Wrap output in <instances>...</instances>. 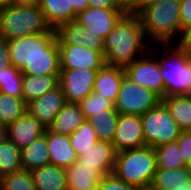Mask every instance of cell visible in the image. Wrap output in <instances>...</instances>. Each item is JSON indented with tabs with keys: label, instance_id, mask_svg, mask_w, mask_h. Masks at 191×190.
<instances>
[{
	"label": "cell",
	"instance_id": "49",
	"mask_svg": "<svg viewBox=\"0 0 191 190\" xmlns=\"http://www.w3.org/2000/svg\"><path fill=\"white\" fill-rule=\"evenodd\" d=\"M188 167H189V170H190V173H191V163L188 165Z\"/></svg>",
	"mask_w": 191,
	"mask_h": 190
},
{
	"label": "cell",
	"instance_id": "47",
	"mask_svg": "<svg viewBox=\"0 0 191 190\" xmlns=\"http://www.w3.org/2000/svg\"><path fill=\"white\" fill-rule=\"evenodd\" d=\"M176 190H191V180H189L185 185L181 186Z\"/></svg>",
	"mask_w": 191,
	"mask_h": 190
},
{
	"label": "cell",
	"instance_id": "6",
	"mask_svg": "<svg viewBox=\"0 0 191 190\" xmlns=\"http://www.w3.org/2000/svg\"><path fill=\"white\" fill-rule=\"evenodd\" d=\"M50 30L39 5L12 3L0 11V38L6 41Z\"/></svg>",
	"mask_w": 191,
	"mask_h": 190
},
{
	"label": "cell",
	"instance_id": "16",
	"mask_svg": "<svg viewBox=\"0 0 191 190\" xmlns=\"http://www.w3.org/2000/svg\"><path fill=\"white\" fill-rule=\"evenodd\" d=\"M66 103L63 91L58 85L55 89L28 103L27 111L48 128Z\"/></svg>",
	"mask_w": 191,
	"mask_h": 190
},
{
	"label": "cell",
	"instance_id": "32",
	"mask_svg": "<svg viewBox=\"0 0 191 190\" xmlns=\"http://www.w3.org/2000/svg\"><path fill=\"white\" fill-rule=\"evenodd\" d=\"M69 139L78 157L99 140L94 126L88 120H85L75 132L70 134Z\"/></svg>",
	"mask_w": 191,
	"mask_h": 190
},
{
	"label": "cell",
	"instance_id": "3",
	"mask_svg": "<svg viewBox=\"0 0 191 190\" xmlns=\"http://www.w3.org/2000/svg\"><path fill=\"white\" fill-rule=\"evenodd\" d=\"M180 0H159L142 9L137 16L148 42L179 43L181 40Z\"/></svg>",
	"mask_w": 191,
	"mask_h": 190
},
{
	"label": "cell",
	"instance_id": "36",
	"mask_svg": "<svg viewBox=\"0 0 191 190\" xmlns=\"http://www.w3.org/2000/svg\"><path fill=\"white\" fill-rule=\"evenodd\" d=\"M97 190H139L135 186H131L115 177L113 174L103 176L99 182Z\"/></svg>",
	"mask_w": 191,
	"mask_h": 190
},
{
	"label": "cell",
	"instance_id": "28",
	"mask_svg": "<svg viewBox=\"0 0 191 190\" xmlns=\"http://www.w3.org/2000/svg\"><path fill=\"white\" fill-rule=\"evenodd\" d=\"M119 112L114 109L104 110V113L93 114L87 120L94 126L100 141L112 143L118 122Z\"/></svg>",
	"mask_w": 191,
	"mask_h": 190
},
{
	"label": "cell",
	"instance_id": "4",
	"mask_svg": "<svg viewBox=\"0 0 191 190\" xmlns=\"http://www.w3.org/2000/svg\"><path fill=\"white\" fill-rule=\"evenodd\" d=\"M150 50L158 56L165 96L191 95V54L178 43L153 44Z\"/></svg>",
	"mask_w": 191,
	"mask_h": 190
},
{
	"label": "cell",
	"instance_id": "21",
	"mask_svg": "<svg viewBox=\"0 0 191 190\" xmlns=\"http://www.w3.org/2000/svg\"><path fill=\"white\" fill-rule=\"evenodd\" d=\"M36 190H68L66 170L48 164L31 171Z\"/></svg>",
	"mask_w": 191,
	"mask_h": 190
},
{
	"label": "cell",
	"instance_id": "20",
	"mask_svg": "<svg viewBox=\"0 0 191 190\" xmlns=\"http://www.w3.org/2000/svg\"><path fill=\"white\" fill-rule=\"evenodd\" d=\"M68 190H97L103 176L94 166L82 165L77 161L66 169Z\"/></svg>",
	"mask_w": 191,
	"mask_h": 190
},
{
	"label": "cell",
	"instance_id": "33",
	"mask_svg": "<svg viewBox=\"0 0 191 190\" xmlns=\"http://www.w3.org/2000/svg\"><path fill=\"white\" fill-rule=\"evenodd\" d=\"M22 81V72L13 65L1 70L0 93H6L16 98H23Z\"/></svg>",
	"mask_w": 191,
	"mask_h": 190
},
{
	"label": "cell",
	"instance_id": "24",
	"mask_svg": "<svg viewBox=\"0 0 191 190\" xmlns=\"http://www.w3.org/2000/svg\"><path fill=\"white\" fill-rule=\"evenodd\" d=\"M59 84V75L23 74L22 91L26 104L55 89Z\"/></svg>",
	"mask_w": 191,
	"mask_h": 190
},
{
	"label": "cell",
	"instance_id": "43",
	"mask_svg": "<svg viewBox=\"0 0 191 190\" xmlns=\"http://www.w3.org/2000/svg\"><path fill=\"white\" fill-rule=\"evenodd\" d=\"M73 20L88 7V0H72Z\"/></svg>",
	"mask_w": 191,
	"mask_h": 190
},
{
	"label": "cell",
	"instance_id": "15",
	"mask_svg": "<svg viewBox=\"0 0 191 190\" xmlns=\"http://www.w3.org/2000/svg\"><path fill=\"white\" fill-rule=\"evenodd\" d=\"M57 44H71L88 47L103 54L104 38L93 34L89 29L84 28L75 19L61 25L56 30Z\"/></svg>",
	"mask_w": 191,
	"mask_h": 190
},
{
	"label": "cell",
	"instance_id": "5",
	"mask_svg": "<svg viewBox=\"0 0 191 190\" xmlns=\"http://www.w3.org/2000/svg\"><path fill=\"white\" fill-rule=\"evenodd\" d=\"M156 171L154 148L145 146L117 152L112 174L139 190H149Z\"/></svg>",
	"mask_w": 191,
	"mask_h": 190
},
{
	"label": "cell",
	"instance_id": "27",
	"mask_svg": "<svg viewBox=\"0 0 191 190\" xmlns=\"http://www.w3.org/2000/svg\"><path fill=\"white\" fill-rule=\"evenodd\" d=\"M22 169L32 171L50 164L48 145L45 134L34 140L30 145L21 150Z\"/></svg>",
	"mask_w": 191,
	"mask_h": 190
},
{
	"label": "cell",
	"instance_id": "46",
	"mask_svg": "<svg viewBox=\"0 0 191 190\" xmlns=\"http://www.w3.org/2000/svg\"><path fill=\"white\" fill-rule=\"evenodd\" d=\"M12 3V0H0V11Z\"/></svg>",
	"mask_w": 191,
	"mask_h": 190
},
{
	"label": "cell",
	"instance_id": "11",
	"mask_svg": "<svg viewBox=\"0 0 191 190\" xmlns=\"http://www.w3.org/2000/svg\"><path fill=\"white\" fill-rule=\"evenodd\" d=\"M60 69L87 68L98 71L105 65L101 52L80 45L57 44Z\"/></svg>",
	"mask_w": 191,
	"mask_h": 190
},
{
	"label": "cell",
	"instance_id": "26",
	"mask_svg": "<svg viewBox=\"0 0 191 190\" xmlns=\"http://www.w3.org/2000/svg\"><path fill=\"white\" fill-rule=\"evenodd\" d=\"M181 131L191 130V95H171L161 99Z\"/></svg>",
	"mask_w": 191,
	"mask_h": 190
},
{
	"label": "cell",
	"instance_id": "42",
	"mask_svg": "<svg viewBox=\"0 0 191 190\" xmlns=\"http://www.w3.org/2000/svg\"><path fill=\"white\" fill-rule=\"evenodd\" d=\"M119 5L128 13L136 15V5L138 0H117Z\"/></svg>",
	"mask_w": 191,
	"mask_h": 190
},
{
	"label": "cell",
	"instance_id": "22",
	"mask_svg": "<svg viewBox=\"0 0 191 190\" xmlns=\"http://www.w3.org/2000/svg\"><path fill=\"white\" fill-rule=\"evenodd\" d=\"M86 120L78 103H66L58 112L53 123L48 127L50 131L69 136L75 132Z\"/></svg>",
	"mask_w": 191,
	"mask_h": 190
},
{
	"label": "cell",
	"instance_id": "39",
	"mask_svg": "<svg viewBox=\"0 0 191 190\" xmlns=\"http://www.w3.org/2000/svg\"><path fill=\"white\" fill-rule=\"evenodd\" d=\"M9 47L5 39L0 38V71L11 66Z\"/></svg>",
	"mask_w": 191,
	"mask_h": 190
},
{
	"label": "cell",
	"instance_id": "40",
	"mask_svg": "<svg viewBox=\"0 0 191 190\" xmlns=\"http://www.w3.org/2000/svg\"><path fill=\"white\" fill-rule=\"evenodd\" d=\"M88 7L106 8V9H123L117 0H88Z\"/></svg>",
	"mask_w": 191,
	"mask_h": 190
},
{
	"label": "cell",
	"instance_id": "23",
	"mask_svg": "<svg viewBox=\"0 0 191 190\" xmlns=\"http://www.w3.org/2000/svg\"><path fill=\"white\" fill-rule=\"evenodd\" d=\"M39 6L47 25L53 30L73 20L72 0H41Z\"/></svg>",
	"mask_w": 191,
	"mask_h": 190
},
{
	"label": "cell",
	"instance_id": "12",
	"mask_svg": "<svg viewBox=\"0 0 191 190\" xmlns=\"http://www.w3.org/2000/svg\"><path fill=\"white\" fill-rule=\"evenodd\" d=\"M128 14L124 9H106L87 7L82 13H79L75 20L90 30L91 33L106 38L119 20Z\"/></svg>",
	"mask_w": 191,
	"mask_h": 190
},
{
	"label": "cell",
	"instance_id": "9",
	"mask_svg": "<svg viewBox=\"0 0 191 190\" xmlns=\"http://www.w3.org/2000/svg\"><path fill=\"white\" fill-rule=\"evenodd\" d=\"M125 76L131 81L155 93L160 99L165 97V85L161 78L160 64L148 52L124 68Z\"/></svg>",
	"mask_w": 191,
	"mask_h": 190
},
{
	"label": "cell",
	"instance_id": "14",
	"mask_svg": "<svg viewBox=\"0 0 191 190\" xmlns=\"http://www.w3.org/2000/svg\"><path fill=\"white\" fill-rule=\"evenodd\" d=\"M46 127L37 118L26 111L20 118L5 128V136L20 150L44 135Z\"/></svg>",
	"mask_w": 191,
	"mask_h": 190
},
{
	"label": "cell",
	"instance_id": "38",
	"mask_svg": "<svg viewBox=\"0 0 191 190\" xmlns=\"http://www.w3.org/2000/svg\"><path fill=\"white\" fill-rule=\"evenodd\" d=\"M181 38L183 32L191 27V0H180Z\"/></svg>",
	"mask_w": 191,
	"mask_h": 190
},
{
	"label": "cell",
	"instance_id": "34",
	"mask_svg": "<svg viewBox=\"0 0 191 190\" xmlns=\"http://www.w3.org/2000/svg\"><path fill=\"white\" fill-rule=\"evenodd\" d=\"M0 190H36L32 174L20 169L0 178Z\"/></svg>",
	"mask_w": 191,
	"mask_h": 190
},
{
	"label": "cell",
	"instance_id": "17",
	"mask_svg": "<svg viewBox=\"0 0 191 190\" xmlns=\"http://www.w3.org/2000/svg\"><path fill=\"white\" fill-rule=\"evenodd\" d=\"M117 151L109 142L97 140L78 157L77 162L82 165L94 166L102 175L112 174Z\"/></svg>",
	"mask_w": 191,
	"mask_h": 190
},
{
	"label": "cell",
	"instance_id": "44",
	"mask_svg": "<svg viewBox=\"0 0 191 190\" xmlns=\"http://www.w3.org/2000/svg\"><path fill=\"white\" fill-rule=\"evenodd\" d=\"M159 0H138V3L136 5V15L145 7H148L149 5L156 3Z\"/></svg>",
	"mask_w": 191,
	"mask_h": 190
},
{
	"label": "cell",
	"instance_id": "2",
	"mask_svg": "<svg viewBox=\"0 0 191 190\" xmlns=\"http://www.w3.org/2000/svg\"><path fill=\"white\" fill-rule=\"evenodd\" d=\"M151 45L146 38L139 17L126 14L104 39L105 65L125 68L147 54Z\"/></svg>",
	"mask_w": 191,
	"mask_h": 190
},
{
	"label": "cell",
	"instance_id": "48",
	"mask_svg": "<svg viewBox=\"0 0 191 190\" xmlns=\"http://www.w3.org/2000/svg\"><path fill=\"white\" fill-rule=\"evenodd\" d=\"M5 137V128L0 126V141H2Z\"/></svg>",
	"mask_w": 191,
	"mask_h": 190
},
{
	"label": "cell",
	"instance_id": "7",
	"mask_svg": "<svg viewBox=\"0 0 191 190\" xmlns=\"http://www.w3.org/2000/svg\"><path fill=\"white\" fill-rule=\"evenodd\" d=\"M144 141L152 148L175 142L181 133L173 117L160 101L141 116Z\"/></svg>",
	"mask_w": 191,
	"mask_h": 190
},
{
	"label": "cell",
	"instance_id": "19",
	"mask_svg": "<svg viewBox=\"0 0 191 190\" xmlns=\"http://www.w3.org/2000/svg\"><path fill=\"white\" fill-rule=\"evenodd\" d=\"M124 76V68L104 65L97 71L93 92L102 95L115 104Z\"/></svg>",
	"mask_w": 191,
	"mask_h": 190
},
{
	"label": "cell",
	"instance_id": "29",
	"mask_svg": "<svg viewBox=\"0 0 191 190\" xmlns=\"http://www.w3.org/2000/svg\"><path fill=\"white\" fill-rule=\"evenodd\" d=\"M27 111L23 98L0 93V126L6 128Z\"/></svg>",
	"mask_w": 191,
	"mask_h": 190
},
{
	"label": "cell",
	"instance_id": "41",
	"mask_svg": "<svg viewBox=\"0 0 191 190\" xmlns=\"http://www.w3.org/2000/svg\"><path fill=\"white\" fill-rule=\"evenodd\" d=\"M185 51L191 54V27L183 32L182 38L178 43Z\"/></svg>",
	"mask_w": 191,
	"mask_h": 190
},
{
	"label": "cell",
	"instance_id": "18",
	"mask_svg": "<svg viewBox=\"0 0 191 190\" xmlns=\"http://www.w3.org/2000/svg\"><path fill=\"white\" fill-rule=\"evenodd\" d=\"M44 134L48 145L50 164L66 170L77 161L78 156L71 146L69 136L53 133L48 128Z\"/></svg>",
	"mask_w": 191,
	"mask_h": 190
},
{
	"label": "cell",
	"instance_id": "30",
	"mask_svg": "<svg viewBox=\"0 0 191 190\" xmlns=\"http://www.w3.org/2000/svg\"><path fill=\"white\" fill-rule=\"evenodd\" d=\"M21 150L6 137L0 141V178L22 169Z\"/></svg>",
	"mask_w": 191,
	"mask_h": 190
},
{
	"label": "cell",
	"instance_id": "10",
	"mask_svg": "<svg viewBox=\"0 0 191 190\" xmlns=\"http://www.w3.org/2000/svg\"><path fill=\"white\" fill-rule=\"evenodd\" d=\"M96 70L87 68L60 69L59 87L67 103H79L93 92Z\"/></svg>",
	"mask_w": 191,
	"mask_h": 190
},
{
	"label": "cell",
	"instance_id": "8",
	"mask_svg": "<svg viewBox=\"0 0 191 190\" xmlns=\"http://www.w3.org/2000/svg\"><path fill=\"white\" fill-rule=\"evenodd\" d=\"M160 101L155 93L124 76L114 107L120 114L142 116Z\"/></svg>",
	"mask_w": 191,
	"mask_h": 190
},
{
	"label": "cell",
	"instance_id": "37",
	"mask_svg": "<svg viewBox=\"0 0 191 190\" xmlns=\"http://www.w3.org/2000/svg\"><path fill=\"white\" fill-rule=\"evenodd\" d=\"M176 141L184 162L189 165L191 163V130L181 131Z\"/></svg>",
	"mask_w": 191,
	"mask_h": 190
},
{
	"label": "cell",
	"instance_id": "13",
	"mask_svg": "<svg viewBox=\"0 0 191 190\" xmlns=\"http://www.w3.org/2000/svg\"><path fill=\"white\" fill-rule=\"evenodd\" d=\"M112 144L117 152L145 147L141 116L119 113Z\"/></svg>",
	"mask_w": 191,
	"mask_h": 190
},
{
	"label": "cell",
	"instance_id": "31",
	"mask_svg": "<svg viewBox=\"0 0 191 190\" xmlns=\"http://www.w3.org/2000/svg\"><path fill=\"white\" fill-rule=\"evenodd\" d=\"M157 169H175L188 166L183 158L177 141L154 148Z\"/></svg>",
	"mask_w": 191,
	"mask_h": 190
},
{
	"label": "cell",
	"instance_id": "1",
	"mask_svg": "<svg viewBox=\"0 0 191 190\" xmlns=\"http://www.w3.org/2000/svg\"><path fill=\"white\" fill-rule=\"evenodd\" d=\"M11 63L22 74L60 75L56 30L7 41Z\"/></svg>",
	"mask_w": 191,
	"mask_h": 190
},
{
	"label": "cell",
	"instance_id": "45",
	"mask_svg": "<svg viewBox=\"0 0 191 190\" xmlns=\"http://www.w3.org/2000/svg\"><path fill=\"white\" fill-rule=\"evenodd\" d=\"M41 0H12L16 4L39 5Z\"/></svg>",
	"mask_w": 191,
	"mask_h": 190
},
{
	"label": "cell",
	"instance_id": "35",
	"mask_svg": "<svg viewBox=\"0 0 191 190\" xmlns=\"http://www.w3.org/2000/svg\"><path fill=\"white\" fill-rule=\"evenodd\" d=\"M78 105L86 120L93 114L104 113V110L114 109V104L102 95L92 92L81 100Z\"/></svg>",
	"mask_w": 191,
	"mask_h": 190
},
{
	"label": "cell",
	"instance_id": "25",
	"mask_svg": "<svg viewBox=\"0 0 191 190\" xmlns=\"http://www.w3.org/2000/svg\"><path fill=\"white\" fill-rule=\"evenodd\" d=\"M191 180L188 166L175 169H157L149 190H176Z\"/></svg>",
	"mask_w": 191,
	"mask_h": 190
}]
</instances>
